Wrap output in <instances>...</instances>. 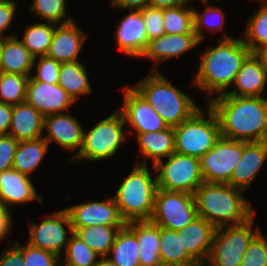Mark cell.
I'll use <instances>...</instances> for the list:
<instances>
[{"instance_id": "cell-49", "label": "cell", "mask_w": 267, "mask_h": 266, "mask_svg": "<svg viewBox=\"0 0 267 266\" xmlns=\"http://www.w3.org/2000/svg\"><path fill=\"white\" fill-rule=\"evenodd\" d=\"M11 213L10 209H6L3 206H0V240H3L11 230Z\"/></svg>"}, {"instance_id": "cell-32", "label": "cell", "mask_w": 267, "mask_h": 266, "mask_svg": "<svg viewBox=\"0 0 267 266\" xmlns=\"http://www.w3.org/2000/svg\"><path fill=\"white\" fill-rule=\"evenodd\" d=\"M87 76L85 66L79 61L61 63L58 84L77 101L79 95L91 92Z\"/></svg>"}, {"instance_id": "cell-53", "label": "cell", "mask_w": 267, "mask_h": 266, "mask_svg": "<svg viewBox=\"0 0 267 266\" xmlns=\"http://www.w3.org/2000/svg\"><path fill=\"white\" fill-rule=\"evenodd\" d=\"M2 47H3V38H0V73L3 72V68H2V60H1V51H2Z\"/></svg>"}, {"instance_id": "cell-26", "label": "cell", "mask_w": 267, "mask_h": 266, "mask_svg": "<svg viewBox=\"0 0 267 266\" xmlns=\"http://www.w3.org/2000/svg\"><path fill=\"white\" fill-rule=\"evenodd\" d=\"M139 149L145 161H139L137 164L146 165V158L153 159L154 166L162 160V158L170 156L175 152V135L173 127H167L161 131L145 132L136 135Z\"/></svg>"}, {"instance_id": "cell-13", "label": "cell", "mask_w": 267, "mask_h": 266, "mask_svg": "<svg viewBox=\"0 0 267 266\" xmlns=\"http://www.w3.org/2000/svg\"><path fill=\"white\" fill-rule=\"evenodd\" d=\"M124 89V103L122 110L125 123L134 127L136 134L161 131L168 127L152 106L133 88Z\"/></svg>"}, {"instance_id": "cell-50", "label": "cell", "mask_w": 267, "mask_h": 266, "mask_svg": "<svg viewBox=\"0 0 267 266\" xmlns=\"http://www.w3.org/2000/svg\"><path fill=\"white\" fill-rule=\"evenodd\" d=\"M190 0H149V6L160 9L186 5Z\"/></svg>"}, {"instance_id": "cell-39", "label": "cell", "mask_w": 267, "mask_h": 266, "mask_svg": "<svg viewBox=\"0 0 267 266\" xmlns=\"http://www.w3.org/2000/svg\"><path fill=\"white\" fill-rule=\"evenodd\" d=\"M66 0H34L30 10L47 22L58 24L66 16Z\"/></svg>"}, {"instance_id": "cell-24", "label": "cell", "mask_w": 267, "mask_h": 266, "mask_svg": "<svg viewBox=\"0 0 267 266\" xmlns=\"http://www.w3.org/2000/svg\"><path fill=\"white\" fill-rule=\"evenodd\" d=\"M44 116L26 101L12 106L8 135L18 141L34 140L42 136Z\"/></svg>"}, {"instance_id": "cell-45", "label": "cell", "mask_w": 267, "mask_h": 266, "mask_svg": "<svg viewBox=\"0 0 267 266\" xmlns=\"http://www.w3.org/2000/svg\"><path fill=\"white\" fill-rule=\"evenodd\" d=\"M11 245L0 255V266H23L22 246L18 242Z\"/></svg>"}, {"instance_id": "cell-41", "label": "cell", "mask_w": 267, "mask_h": 266, "mask_svg": "<svg viewBox=\"0 0 267 266\" xmlns=\"http://www.w3.org/2000/svg\"><path fill=\"white\" fill-rule=\"evenodd\" d=\"M23 266H60L57 254L34 247L27 243L22 246Z\"/></svg>"}, {"instance_id": "cell-17", "label": "cell", "mask_w": 267, "mask_h": 266, "mask_svg": "<svg viewBox=\"0 0 267 266\" xmlns=\"http://www.w3.org/2000/svg\"><path fill=\"white\" fill-rule=\"evenodd\" d=\"M44 129L47 131V136L43 138L48 144L54 141L65 151L68 149L74 152L79 149L74 157L79 153L84 130L75 115L57 113L44 116Z\"/></svg>"}, {"instance_id": "cell-29", "label": "cell", "mask_w": 267, "mask_h": 266, "mask_svg": "<svg viewBox=\"0 0 267 266\" xmlns=\"http://www.w3.org/2000/svg\"><path fill=\"white\" fill-rule=\"evenodd\" d=\"M109 259L116 266H140L139 243L135 233L125 224L118 231L112 245Z\"/></svg>"}, {"instance_id": "cell-46", "label": "cell", "mask_w": 267, "mask_h": 266, "mask_svg": "<svg viewBox=\"0 0 267 266\" xmlns=\"http://www.w3.org/2000/svg\"><path fill=\"white\" fill-rule=\"evenodd\" d=\"M16 7L15 1L0 0V38H6L3 31L10 26Z\"/></svg>"}, {"instance_id": "cell-15", "label": "cell", "mask_w": 267, "mask_h": 266, "mask_svg": "<svg viewBox=\"0 0 267 266\" xmlns=\"http://www.w3.org/2000/svg\"><path fill=\"white\" fill-rule=\"evenodd\" d=\"M25 101L43 116L62 113L75 102L58 83L37 80L28 81Z\"/></svg>"}, {"instance_id": "cell-35", "label": "cell", "mask_w": 267, "mask_h": 266, "mask_svg": "<svg viewBox=\"0 0 267 266\" xmlns=\"http://www.w3.org/2000/svg\"><path fill=\"white\" fill-rule=\"evenodd\" d=\"M28 81V76L0 73V103L13 106L25 102Z\"/></svg>"}, {"instance_id": "cell-9", "label": "cell", "mask_w": 267, "mask_h": 266, "mask_svg": "<svg viewBox=\"0 0 267 266\" xmlns=\"http://www.w3.org/2000/svg\"><path fill=\"white\" fill-rule=\"evenodd\" d=\"M167 159L166 163L161 160L154 166L159 172L157 188L193 195L204 182L199 158L174 152Z\"/></svg>"}, {"instance_id": "cell-21", "label": "cell", "mask_w": 267, "mask_h": 266, "mask_svg": "<svg viewBox=\"0 0 267 266\" xmlns=\"http://www.w3.org/2000/svg\"><path fill=\"white\" fill-rule=\"evenodd\" d=\"M37 199L38 196L32 180L28 175L15 169H9L0 173V206L10 209L11 204H22Z\"/></svg>"}, {"instance_id": "cell-6", "label": "cell", "mask_w": 267, "mask_h": 266, "mask_svg": "<svg viewBox=\"0 0 267 266\" xmlns=\"http://www.w3.org/2000/svg\"><path fill=\"white\" fill-rule=\"evenodd\" d=\"M208 118L198 109L190 118L173 127L175 152L200 158L210 150L221 137L218 118L207 105Z\"/></svg>"}, {"instance_id": "cell-10", "label": "cell", "mask_w": 267, "mask_h": 266, "mask_svg": "<svg viewBox=\"0 0 267 266\" xmlns=\"http://www.w3.org/2000/svg\"><path fill=\"white\" fill-rule=\"evenodd\" d=\"M197 217L194 196L186 192L157 189L150 221L159 227L179 231Z\"/></svg>"}, {"instance_id": "cell-54", "label": "cell", "mask_w": 267, "mask_h": 266, "mask_svg": "<svg viewBox=\"0 0 267 266\" xmlns=\"http://www.w3.org/2000/svg\"><path fill=\"white\" fill-rule=\"evenodd\" d=\"M203 3H207L209 0H201ZM216 1H218V0H216Z\"/></svg>"}, {"instance_id": "cell-4", "label": "cell", "mask_w": 267, "mask_h": 266, "mask_svg": "<svg viewBox=\"0 0 267 266\" xmlns=\"http://www.w3.org/2000/svg\"><path fill=\"white\" fill-rule=\"evenodd\" d=\"M133 88L169 127L180 125L200 109L188 95L166 80L156 69Z\"/></svg>"}, {"instance_id": "cell-28", "label": "cell", "mask_w": 267, "mask_h": 266, "mask_svg": "<svg viewBox=\"0 0 267 266\" xmlns=\"http://www.w3.org/2000/svg\"><path fill=\"white\" fill-rule=\"evenodd\" d=\"M160 260L162 266H199L184 250L182 234L160 227Z\"/></svg>"}, {"instance_id": "cell-2", "label": "cell", "mask_w": 267, "mask_h": 266, "mask_svg": "<svg viewBox=\"0 0 267 266\" xmlns=\"http://www.w3.org/2000/svg\"><path fill=\"white\" fill-rule=\"evenodd\" d=\"M219 45L209 47L201 54L199 72L193 81V85L199 90L209 93L217 92L218 96L234 82L243 61L251 53L242 39L229 35L220 39Z\"/></svg>"}, {"instance_id": "cell-33", "label": "cell", "mask_w": 267, "mask_h": 266, "mask_svg": "<svg viewBox=\"0 0 267 266\" xmlns=\"http://www.w3.org/2000/svg\"><path fill=\"white\" fill-rule=\"evenodd\" d=\"M57 24L47 22L29 26L23 34L21 43L35 57L46 56Z\"/></svg>"}, {"instance_id": "cell-12", "label": "cell", "mask_w": 267, "mask_h": 266, "mask_svg": "<svg viewBox=\"0 0 267 266\" xmlns=\"http://www.w3.org/2000/svg\"><path fill=\"white\" fill-rule=\"evenodd\" d=\"M73 233L69 215L65 209L50 214L40 224L29 223L30 239L28 243L39 249L62 255L61 250L66 249L69 242L67 230Z\"/></svg>"}, {"instance_id": "cell-42", "label": "cell", "mask_w": 267, "mask_h": 266, "mask_svg": "<svg viewBox=\"0 0 267 266\" xmlns=\"http://www.w3.org/2000/svg\"><path fill=\"white\" fill-rule=\"evenodd\" d=\"M140 11L144 20L148 40L163 36L165 34L163 24V9L146 6Z\"/></svg>"}, {"instance_id": "cell-30", "label": "cell", "mask_w": 267, "mask_h": 266, "mask_svg": "<svg viewBox=\"0 0 267 266\" xmlns=\"http://www.w3.org/2000/svg\"><path fill=\"white\" fill-rule=\"evenodd\" d=\"M48 146L49 144L43 137L18 141L12 169L29 176L45 156Z\"/></svg>"}, {"instance_id": "cell-52", "label": "cell", "mask_w": 267, "mask_h": 266, "mask_svg": "<svg viewBox=\"0 0 267 266\" xmlns=\"http://www.w3.org/2000/svg\"><path fill=\"white\" fill-rule=\"evenodd\" d=\"M94 266H116L107 256L101 257Z\"/></svg>"}, {"instance_id": "cell-55", "label": "cell", "mask_w": 267, "mask_h": 266, "mask_svg": "<svg viewBox=\"0 0 267 266\" xmlns=\"http://www.w3.org/2000/svg\"><path fill=\"white\" fill-rule=\"evenodd\" d=\"M252 1H255V0H252ZM257 1V0H256ZM263 1H267V0H258V2L260 3V2H263Z\"/></svg>"}, {"instance_id": "cell-20", "label": "cell", "mask_w": 267, "mask_h": 266, "mask_svg": "<svg viewBox=\"0 0 267 266\" xmlns=\"http://www.w3.org/2000/svg\"><path fill=\"white\" fill-rule=\"evenodd\" d=\"M267 159V141H243V154L227 184L245 191Z\"/></svg>"}, {"instance_id": "cell-38", "label": "cell", "mask_w": 267, "mask_h": 266, "mask_svg": "<svg viewBox=\"0 0 267 266\" xmlns=\"http://www.w3.org/2000/svg\"><path fill=\"white\" fill-rule=\"evenodd\" d=\"M205 10L202 14H200L198 11H196V9H193V22H194V32L196 33V36L198 38V40L201 42L204 38L203 35V31L202 28L203 27H207L210 31H212V34L214 32H216L217 30L219 31L220 29H222L223 25H224V15L221 11L220 8L217 7H213L212 5L210 6H205ZM216 18L217 16V20H212L214 18V16ZM214 18V19H215ZM213 21V24H211V22ZM211 21V22H209ZM216 24H215V23Z\"/></svg>"}, {"instance_id": "cell-31", "label": "cell", "mask_w": 267, "mask_h": 266, "mask_svg": "<svg viewBox=\"0 0 267 266\" xmlns=\"http://www.w3.org/2000/svg\"><path fill=\"white\" fill-rule=\"evenodd\" d=\"M123 226L93 225L83 228H73L84 243L96 252L99 257L109 255V251L114 244L115 237Z\"/></svg>"}, {"instance_id": "cell-3", "label": "cell", "mask_w": 267, "mask_h": 266, "mask_svg": "<svg viewBox=\"0 0 267 266\" xmlns=\"http://www.w3.org/2000/svg\"><path fill=\"white\" fill-rule=\"evenodd\" d=\"M242 192L230 184L203 182L193 194L197 216L215 228L247 221L254 213Z\"/></svg>"}, {"instance_id": "cell-16", "label": "cell", "mask_w": 267, "mask_h": 266, "mask_svg": "<svg viewBox=\"0 0 267 266\" xmlns=\"http://www.w3.org/2000/svg\"><path fill=\"white\" fill-rule=\"evenodd\" d=\"M86 37L73 19H64L59 27H55L46 56L60 63L76 62Z\"/></svg>"}, {"instance_id": "cell-36", "label": "cell", "mask_w": 267, "mask_h": 266, "mask_svg": "<svg viewBox=\"0 0 267 266\" xmlns=\"http://www.w3.org/2000/svg\"><path fill=\"white\" fill-rule=\"evenodd\" d=\"M181 5L163 9V24L165 34L195 33L193 9Z\"/></svg>"}, {"instance_id": "cell-27", "label": "cell", "mask_w": 267, "mask_h": 266, "mask_svg": "<svg viewBox=\"0 0 267 266\" xmlns=\"http://www.w3.org/2000/svg\"><path fill=\"white\" fill-rule=\"evenodd\" d=\"M1 60L3 72L28 77L36 62L35 57L21 43L16 34L3 39Z\"/></svg>"}, {"instance_id": "cell-43", "label": "cell", "mask_w": 267, "mask_h": 266, "mask_svg": "<svg viewBox=\"0 0 267 266\" xmlns=\"http://www.w3.org/2000/svg\"><path fill=\"white\" fill-rule=\"evenodd\" d=\"M37 62L38 74L34 75L33 77L32 75H30L29 80H37L50 84H57L59 80L61 63L47 56H40Z\"/></svg>"}, {"instance_id": "cell-8", "label": "cell", "mask_w": 267, "mask_h": 266, "mask_svg": "<svg viewBox=\"0 0 267 266\" xmlns=\"http://www.w3.org/2000/svg\"><path fill=\"white\" fill-rule=\"evenodd\" d=\"M123 115L119 109L97 123L88 133L83 132V143L79 153L71 158L97 161L110 158L125 140Z\"/></svg>"}, {"instance_id": "cell-37", "label": "cell", "mask_w": 267, "mask_h": 266, "mask_svg": "<svg viewBox=\"0 0 267 266\" xmlns=\"http://www.w3.org/2000/svg\"><path fill=\"white\" fill-rule=\"evenodd\" d=\"M64 252L65 257L60 259V266H94L99 256L74 232Z\"/></svg>"}, {"instance_id": "cell-5", "label": "cell", "mask_w": 267, "mask_h": 266, "mask_svg": "<svg viewBox=\"0 0 267 266\" xmlns=\"http://www.w3.org/2000/svg\"><path fill=\"white\" fill-rule=\"evenodd\" d=\"M147 165L135 163L133 171L122 181L113 197L118 212L125 223L133 221H150L157 179L151 178Z\"/></svg>"}, {"instance_id": "cell-7", "label": "cell", "mask_w": 267, "mask_h": 266, "mask_svg": "<svg viewBox=\"0 0 267 266\" xmlns=\"http://www.w3.org/2000/svg\"><path fill=\"white\" fill-rule=\"evenodd\" d=\"M254 215L238 225H228L215 229L208 261L210 266H240L243 255L252 239L261 231L252 230ZM224 229V230H223Z\"/></svg>"}, {"instance_id": "cell-23", "label": "cell", "mask_w": 267, "mask_h": 266, "mask_svg": "<svg viewBox=\"0 0 267 266\" xmlns=\"http://www.w3.org/2000/svg\"><path fill=\"white\" fill-rule=\"evenodd\" d=\"M200 41L196 33L164 34L148 41V45L140 56L158 61H166L179 57L184 52L196 47Z\"/></svg>"}, {"instance_id": "cell-51", "label": "cell", "mask_w": 267, "mask_h": 266, "mask_svg": "<svg viewBox=\"0 0 267 266\" xmlns=\"http://www.w3.org/2000/svg\"><path fill=\"white\" fill-rule=\"evenodd\" d=\"M253 53L259 59L261 66L264 69L267 76V46L263 48H258Z\"/></svg>"}, {"instance_id": "cell-14", "label": "cell", "mask_w": 267, "mask_h": 266, "mask_svg": "<svg viewBox=\"0 0 267 266\" xmlns=\"http://www.w3.org/2000/svg\"><path fill=\"white\" fill-rule=\"evenodd\" d=\"M69 215L72 228L93 225L124 226L114 198L104 201L74 205L65 209Z\"/></svg>"}, {"instance_id": "cell-1", "label": "cell", "mask_w": 267, "mask_h": 266, "mask_svg": "<svg viewBox=\"0 0 267 266\" xmlns=\"http://www.w3.org/2000/svg\"><path fill=\"white\" fill-rule=\"evenodd\" d=\"M208 98L222 137L245 142L267 141V98L230 95Z\"/></svg>"}, {"instance_id": "cell-40", "label": "cell", "mask_w": 267, "mask_h": 266, "mask_svg": "<svg viewBox=\"0 0 267 266\" xmlns=\"http://www.w3.org/2000/svg\"><path fill=\"white\" fill-rule=\"evenodd\" d=\"M240 266H267V240L261 231L249 243Z\"/></svg>"}, {"instance_id": "cell-47", "label": "cell", "mask_w": 267, "mask_h": 266, "mask_svg": "<svg viewBox=\"0 0 267 266\" xmlns=\"http://www.w3.org/2000/svg\"><path fill=\"white\" fill-rule=\"evenodd\" d=\"M12 118V105L0 103V136L8 135Z\"/></svg>"}, {"instance_id": "cell-44", "label": "cell", "mask_w": 267, "mask_h": 266, "mask_svg": "<svg viewBox=\"0 0 267 266\" xmlns=\"http://www.w3.org/2000/svg\"><path fill=\"white\" fill-rule=\"evenodd\" d=\"M18 140L13 136H0V173L12 169Z\"/></svg>"}, {"instance_id": "cell-25", "label": "cell", "mask_w": 267, "mask_h": 266, "mask_svg": "<svg viewBox=\"0 0 267 266\" xmlns=\"http://www.w3.org/2000/svg\"><path fill=\"white\" fill-rule=\"evenodd\" d=\"M126 225L139 243L140 266H162L160 260V227L151 221H133Z\"/></svg>"}, {"instance_id": "cell-22", "label": "cell", "mask_w": 267, "mask_h": 266, "mask_svg": "<svg viewBox=\"0 0 267 266\" xmlns=\"http://www.w3.org/2000/svg\"><path fill=\"white\" fill-rule=\"evenodd\" d=\"M266 82L267 76L259 59L254 53H250L243 61L241 68L235 76L233 82L234 89L232 91L230 90V92L226 91L222 95L262 97Z\"/></svg>"}, {"instance_id": "cell-19", "label": "cell", "mask_w": 267, "mask_h": 266, "mask_svg": "<svg viewBox=\"0 0 267 266\" xmlns=\"http://www.w3.org/2000/svg\"><path fill=\"white\" fill-rule=\"evenodd\" d=\"M115 34L119 50L131 57H140L148 45L149 40L140 10H131V13L125 15Z\"/></svg>"}, {"instance_id": "cell-48", "label": "cell", "mask_w": 267, "mask_h": 266, "mask_svg": "<svg viewBox=\"0 0 267 266\" xmlns=\"http://www.w3.org/2000/svg\"><path fill=\"white\" fill-rule=\"evenodd\" d=\"M113 7H120L129 10H141L149 6V0H111Z\"/></svg>"}, {"instance_id": "cell-18", "label": "cell", "mask_w": 267, "mask_h": 266, "mask_svg": "<svg viewBox=\"0 0 267 266\" xmlns=\"http://www.w3.org/2000/svg\"><path fill=\"white\" fill-rule=\"evenodd\" d=\"M215 229L204 218L197 216L178 231L182 234L184 250L199 266H204L209 257Z\"/></svg>"}, {"instance_id": "cell-34", "label": "cell", "mask_w": 267, "mask_h": 266, "mask_svg": "<svg viewBox=\"0 0 267 266\" xmlns=\"http://www.w3.org/2000/svg\"><path fill=\"white\" fill-rule=\"evenodd\" d=\"M242 41L248 46L251 53L258 48L267 46V1L249 18Z\"/></svg>"}, {"instance_id": "cell-11", "label": "cell", "mask_w": 267, "mask_h": 266, "mask_svg": "<svg viewBox=\"0 0 267 266\" xmlns=\"http://www.w3.org/2000/svg\"><path fill=\"white\" fill-rule=\"evenodd\" d=\"M242 154L243 141L221 136L215 145L199 158L204 182L227 184Z\"/></svg>"}]
</instances>
